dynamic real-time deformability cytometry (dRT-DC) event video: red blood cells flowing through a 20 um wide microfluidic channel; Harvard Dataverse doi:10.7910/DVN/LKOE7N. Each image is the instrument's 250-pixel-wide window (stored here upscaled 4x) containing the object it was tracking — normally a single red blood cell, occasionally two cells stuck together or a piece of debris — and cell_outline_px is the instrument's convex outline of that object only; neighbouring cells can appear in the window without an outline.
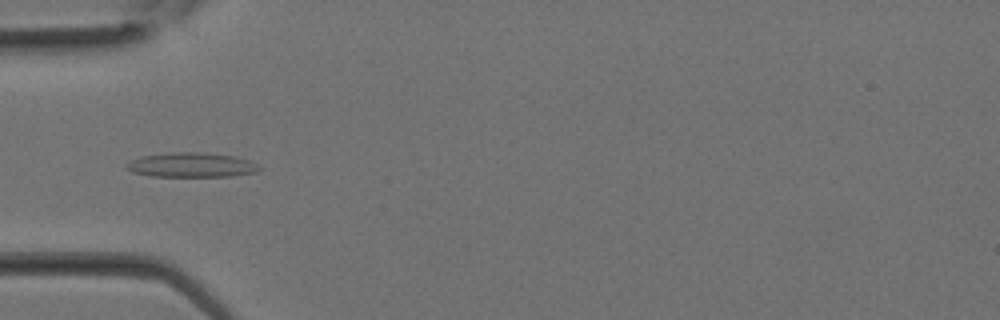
{"species": "Egyptian fruit bat (a non-hibernating species)", "species_latin": "Rousettus aegyptiacus", "temperature_condition": "room temperature", "stored_images_in_passage": 12, "camera_frame_rate_fps": 3000, "um_per_image_px": 0.085, "animal": {"sex": "female"}, "frame": {"image": 1, "passage_image": 9, "time_ms": 2.667, "image_size_px": [1000, 320], "cell_outline_px": [[264, 168], [256, 172], [232, 176], [148, 176], [132, 172], [124, 164], [140, 156], [172, 152], [204, 152], [232, 156], [248, 160]], "centroid_in_image_um": [16.26, 14.02], "position_along_channel_um": 68.7, "area_um2": 19.02}}
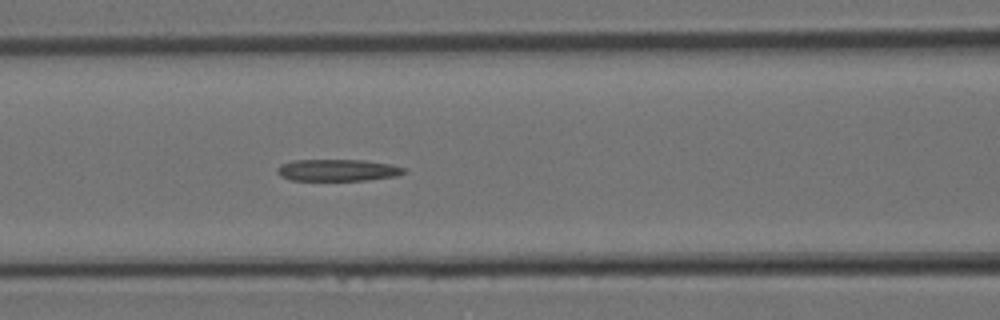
{"frame": {"image": 2, "passage_image": 12, "time_ms": 3.667, "image_size_px": [1000, 320], "cell_outline_px": [[408, 172], [396, 176], [368, 180], [292, 180], [280, 176], [276, 172], [276, 168], [280, 164], [292, 160], [364, 160], [392, 164], [408, 168]], "centroid_in_image_um": [28.73, 14.46], "position_along_channel_um": 137.9, "area_um2": 16.36}}